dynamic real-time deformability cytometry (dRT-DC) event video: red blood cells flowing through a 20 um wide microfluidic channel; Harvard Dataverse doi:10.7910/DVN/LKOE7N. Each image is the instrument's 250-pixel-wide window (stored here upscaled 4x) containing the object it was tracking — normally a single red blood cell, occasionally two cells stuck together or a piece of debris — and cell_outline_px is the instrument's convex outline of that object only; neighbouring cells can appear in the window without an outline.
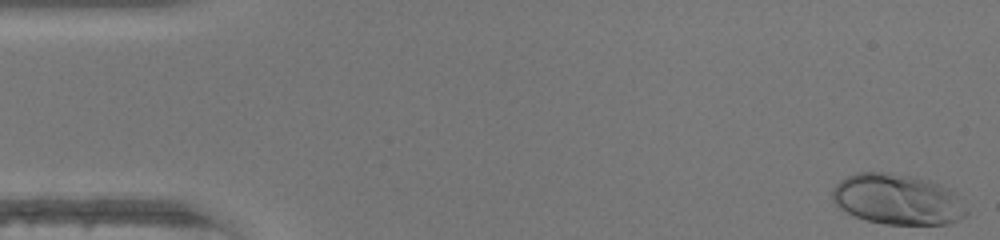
{"species": "human", "species_latin": "Homo sapiens", "temperature_condition": "warm", "stored_images_in_passage": 47, "camera_frame_rate_fps": 3000, "um_per_image_px": 0.085, "donor": {"sex": "female"}, "frame": {"image": 1, "passage_image": 1, "time_ms": 0.0, "image_size_px": [1000, 240], "cell_outline_px": [[968, 216], [960, 220], [948, 224], [884, 224], [868, 220], [856, 216], [840, 208], [832, 200], [832, 188], [840, 180], [856, 172], [884, 172], [908, 176], [928, 180], [948, 188], [956, 192], [968, 212]], "centroid_in_image_um": [76.31, 16.95], "position_along_channel_um": 8.7, "area_um2": 39.54}}
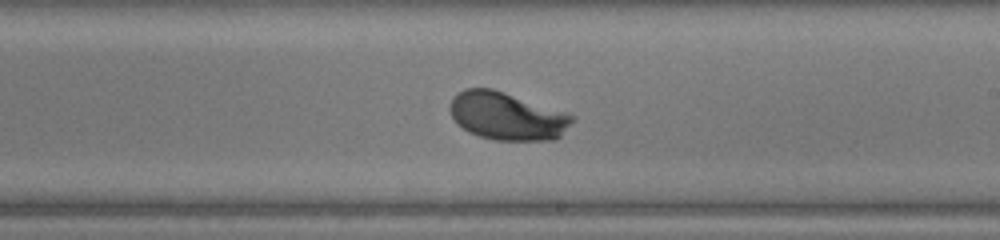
{"frame": {"image": 2, "passage_image": 27, "time_ms": 8.667, "image_size_px": [1000, 240], "cell_outline_px": [[576, 120], [556, 140], [492, 140], [468, 132], [456, 124], [448, 108], [452, 96], [464, 88], [492, 88], [568, 112], [576, 116]], "centroid_in_image_um": [43.11, 9.86], "position_along_channel_um": 245.9, "area_um2": 34.68}}
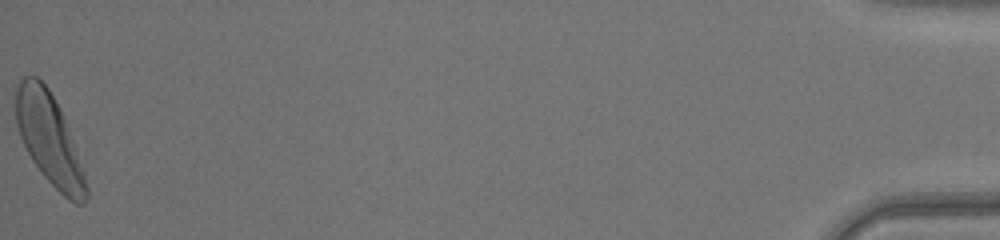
{"frame": {"image": 3, "passage_image": 47, "time_ms": 15.333, "image_size_px": [1000, 240], "cell_outline_px": [[88, 196], [84, 204], [76, 204], [68, 200], [44, 176], [32, 160], [20, 136], [16, 124], [12, 88], [24, 76], [36, 76], [48, 88], [64, 120], [76, 148], [84, 172], [88, 188]], "centroid_in_image_um": [4.14, 11.8], "position_along_channel_um": 431.1, "area_um2": 37.17}, "authors_computed_cell_mechanics": {"area_um2": 34.0442, "velocity_mm_per_s": 4.3714, "shape_relaxation_time_tau1_ms": 1.8681, "shape_relaxation_time_tau2_ms": null, "deformation_change_tau1": 0.16, "deformation_change_tau2": null}}